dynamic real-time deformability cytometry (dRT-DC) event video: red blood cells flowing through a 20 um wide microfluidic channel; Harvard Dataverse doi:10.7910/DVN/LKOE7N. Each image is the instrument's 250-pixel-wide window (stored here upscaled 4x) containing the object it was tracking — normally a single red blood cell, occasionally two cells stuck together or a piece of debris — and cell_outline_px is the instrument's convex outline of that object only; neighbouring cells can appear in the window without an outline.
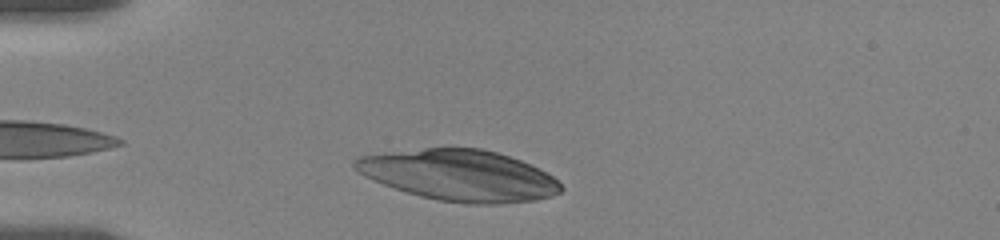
{"species": "human", "species_latin": "Homo sapiens", "temperature_condition": "room temperature", "stored_images_in_passage": 38, "camera_frame_rate_fps": 3000, "um_per_image_px": 0.085, "donor": {"sex": "female"}, "frame": {"image": 1, "passage_image": 5, "time_ms": 1.333, "image_size_px": [1000, 240], "cell_outline_px": [[564, 188], [560, 192], [552, 196], [536, 200], [500, 204], [468, 204], [436, 200], [420, 196], [384, 184], [364, 176], [356, 172], [352, 168], [352, 160], [360, 156], [424, 148], [480, 148], [496, 152], [520, 160], [552, 176]], "centroid_in_image_um": [39.02, 14.91], "position_along_channel_um": 46.0, "area_um2": 60.98}}
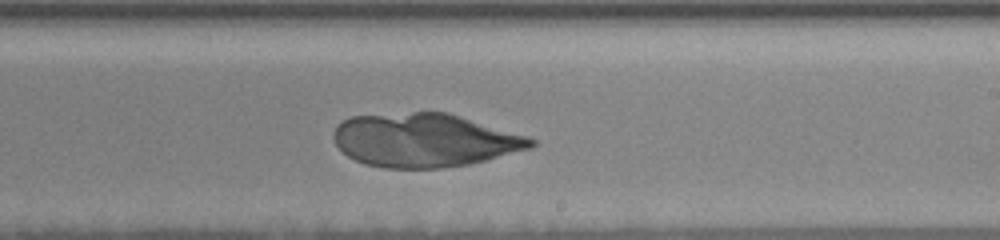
{"frame": {"image": 2, "passage_image": 25, "time_ms": 8.0, "image_size_px": [1000, 240], "cell_outline_px": [[536, 144], [532, 148], [468, 164], [440, 168], [384, 168], [364, 164], [348, 156], [336, 144], [332, 136], [336, 128], [344, 120], [352, 116], [412, 112], [448, 112], [524, 136], [536, 140]], "centroid_in_image_um": [36.06, 11.92], "position_along_channel_um": 252.9, "area_um2": 61.04}}
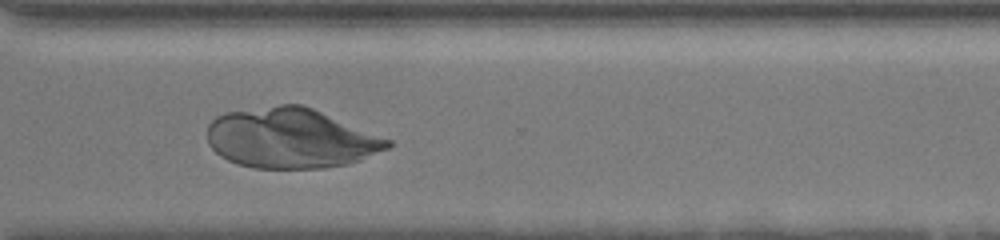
{"frame": {"image": 3, "passage_image": 33, "time_ms": 10.667, "image_size_px": [1000, 240], "cell_outline_px": [[392, 144], [388, 148], [348, 164], [324, 168], [252, 168], [236, 164], [220, 156], [208, 144], [208, 124], [216, 116], [224, 112], [280, 104], [300, 104], [312, 108], [392, 140]], "centroid_in_image_um": [24.68, 11.75], "position_along_channel_um": 345.9, "area_um2": 63.06}}